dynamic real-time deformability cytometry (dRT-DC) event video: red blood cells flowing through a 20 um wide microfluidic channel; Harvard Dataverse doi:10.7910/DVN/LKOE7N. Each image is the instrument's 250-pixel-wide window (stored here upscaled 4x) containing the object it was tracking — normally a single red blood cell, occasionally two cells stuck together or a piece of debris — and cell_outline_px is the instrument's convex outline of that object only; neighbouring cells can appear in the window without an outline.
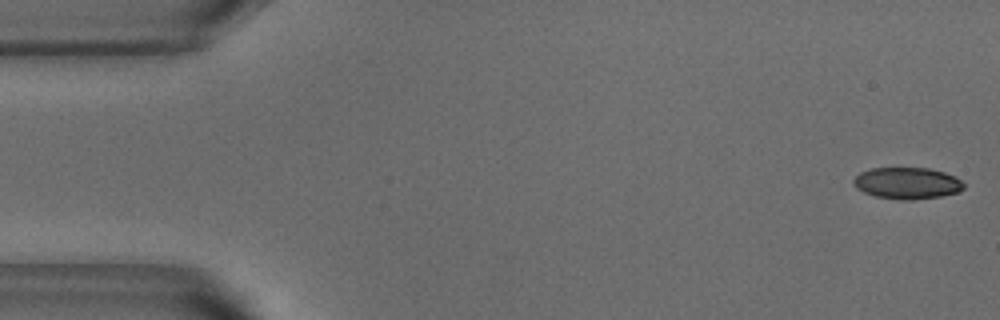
{"species": "common noctule bat (a hibernating species)", "species_latin": "Nyctalus noctula", "temperature_condition": "warm", "stored_images_in_passage": 52, "camera_frame_rate_fps": 3000, "um_per_image_px": 0.085, "animal": {"sex": "male", "body_mass_g": 18.8}, "frame": {"image": 1, "passage_image": 1, "time_ms": 0.0, "image_size_px": [1000, 320], "cell_outline_px": [[964, 188], [960, 192], [940, 196], [912, 200], [900, 200], [876, 196], [864, 192], [856, 188], [852, 184], [852, 180], [860, 172], [872, 168], [928, 168], [944, 172], [956, 176], [964, 184]], "centroid_in_image_um": [77.11, 15.57], "position_along_channel_um": 7.9, "area_um2": 20.4}}
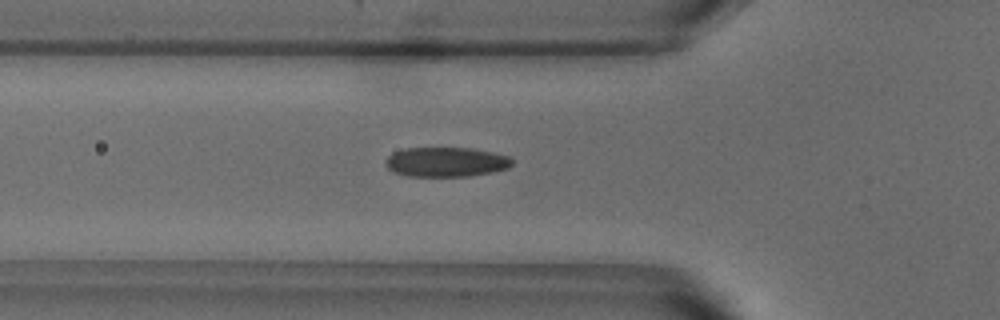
{"frame": {"image": 2, "passage_image": 17, "time_ms": 5.333, "image_size_px": [1000, 320], "cell_outline_px": [[512, 164], [508, 168], [492, 172], [468, 176], [408, 176], [392, 172], [384, 164], [384, 160], [392, 152], [404, 148], [472, 148], [492, 152], [508, 156], [512, 160]], "centroid_in_image_um": [37.86, 13.76], "position_along_channel_um": 87.9, "area_um2": 21.96}}
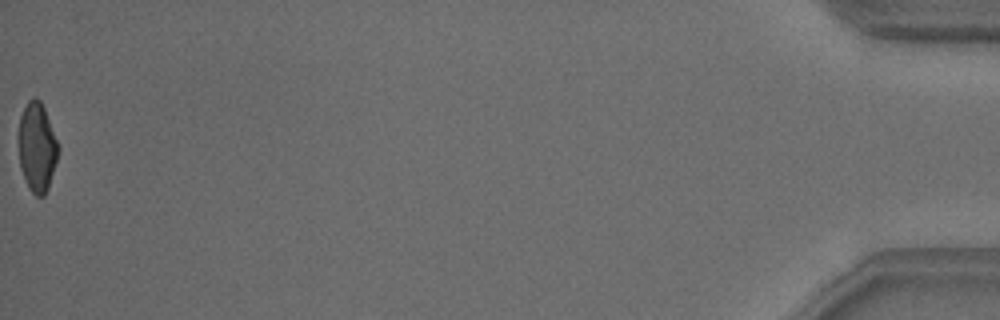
{"frame": {"image": 3, "passage_image": 52, "time_ms": 17.0, "image_size_px": [1000, 320], "cell_outline_px": [[60, 148], [48, 188], [44, 196], [36, 196], [28, 188], [20, 168], [16, 140], [20, 116], [28, 100], [32, 96], [36, 96], [40, 100], [44, 108]], "centroid_in_image_um": [3.1, 12.49], "position_along_channel_um": 432.1, "area_um2": 21.1}, "authors_computed_cell_mechanics": {"area_um2": 21.8195, "velocity_mm_per_s": 3.8387, "shape_relaxation_time_tau1_ms": 5.5513, "shape_relaxation_time_tau2_ms": 1.0194, "deformation_change_tau1": 0.1722, "deformation_change_tau2": 0.0756}}